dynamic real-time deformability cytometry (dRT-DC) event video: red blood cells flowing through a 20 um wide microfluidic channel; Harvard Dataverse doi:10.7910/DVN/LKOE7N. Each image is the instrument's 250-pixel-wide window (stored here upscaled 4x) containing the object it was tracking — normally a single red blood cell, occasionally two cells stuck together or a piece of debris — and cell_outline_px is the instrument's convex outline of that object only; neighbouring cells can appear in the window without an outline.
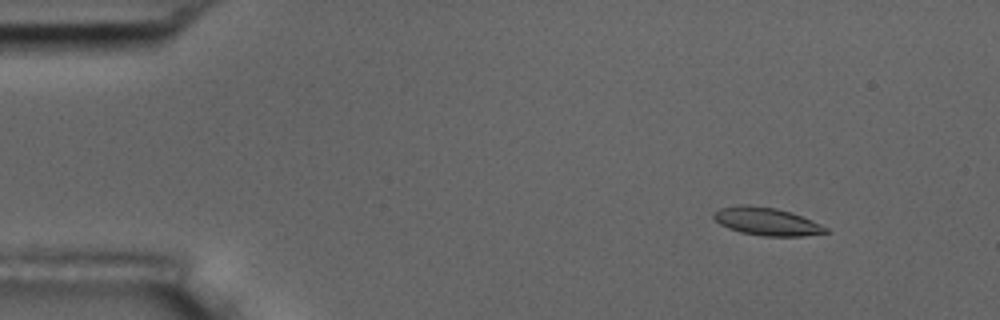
{"species": "common noctule bat (a hibernating species)", "species_latin": "Nyctalus noctula", "temperature_condition": "room temperature", "stored_images_in_passage": 49, "camera_frame_rate_fps": 3000, "um_per_image_px": 0.085, "animal": {"sex": "male", "body_mass_g": 17.5, "forearm_length_mm": 52.3}, "frame": {"image": 1, "passage_image": 1, "time_ms": 0.0, "image_size_px": [1000, 320], "cell_outline_px": [[832, 232], [804, 236], [764, 236], [740, 232], [728, 228], [720, 224], [712, 216], [712, 212], [720, 208], [740, 204], [748, 204], [776, 208], [792, 212], [812, 220], [828, 228]], "centroid_in_image_um": [65.18, 18.82], "position_along_channel_um": 19.8, "area_um2": 18.44}}
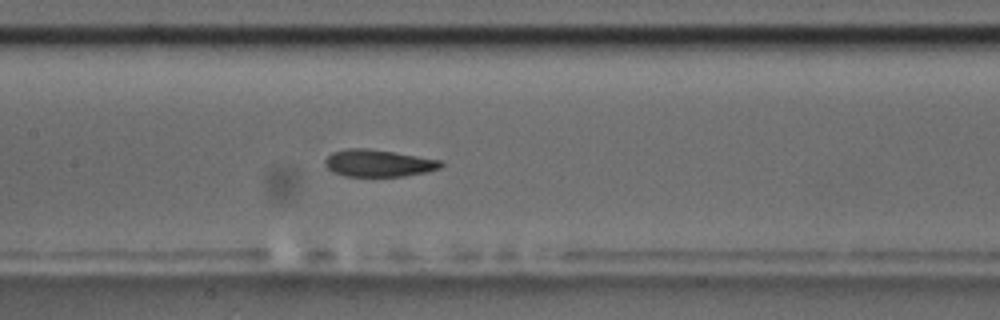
{"frame": {"image": 2, "passage_image": 21, "time_ms": 6.667, "image_size_px": [1000, 320], "cell_outline_px": [[444, 164], [440, 168], [428, 172], [404, 176], [344, 176], [332, 172], [324, 164], [324, 160], [332, 152], [348, 148], [368, 148], [444, 160]], "centroid_in_image_um": [32.19, 13.87], "position_along_channel_um": 175.2, "area_um2": 18.5}}
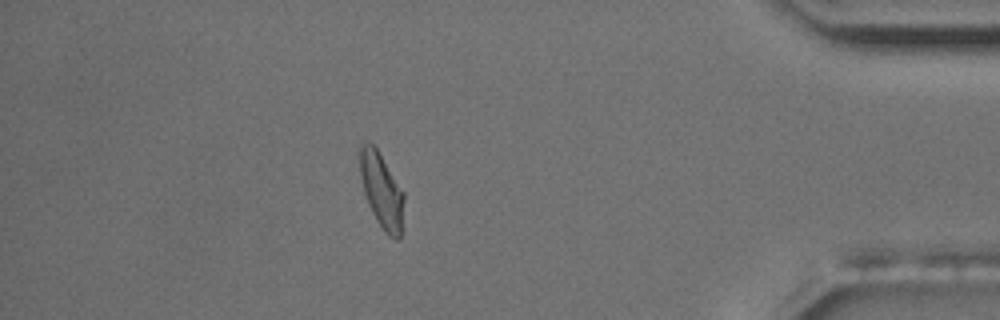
{"frame": {"image": 3, "passage_image": 43, "time_ms": 14.0, "image_size_px": [1000, 320], "cell_outline_px": [[404, 200], [400, 240], [396, 240], [388, 236], [384, 232], [376, 220], [368, 204], [364, 192], [360, 176], [356, 148], [360, 144], [368, 140], [376, 148], [404, 192]], "centroid_in_image_um": [32.39, 16.15], "position_along_channel_um": 402.8, "area_um2": 19.71}, "authors_computed_cell_mechanics": {"area_um2": 18.7272, "velocity_mm_per_s": 3.6783, "shape_relaxation_time_tau1_ms": 3.7542, "shape_relaxation_time_tau2_ms": 1.8851, "deformation_change_tau1": 0.1356, "deformation_change_tau2": 0.0705}}